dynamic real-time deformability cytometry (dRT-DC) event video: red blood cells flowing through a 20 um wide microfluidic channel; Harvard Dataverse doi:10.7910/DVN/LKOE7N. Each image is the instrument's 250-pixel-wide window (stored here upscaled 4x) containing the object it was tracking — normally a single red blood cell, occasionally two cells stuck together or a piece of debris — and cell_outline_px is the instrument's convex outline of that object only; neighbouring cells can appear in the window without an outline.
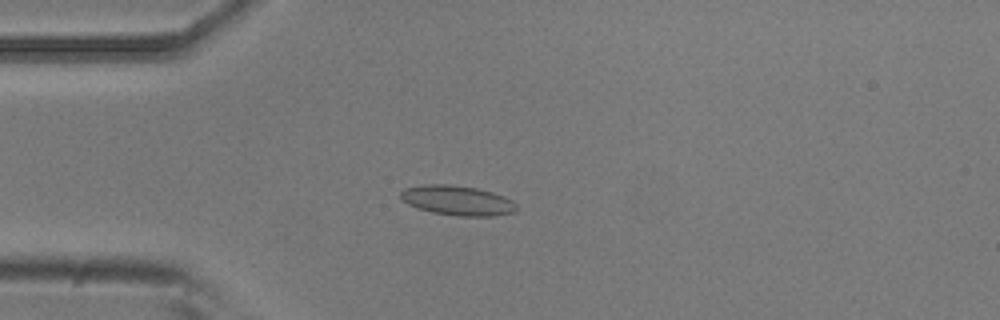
{"species": "common noctule bat (a hibernating species)", "species_latin": "Nyctalus noctula", "temperature_condition": "room temperature", "stored_images_in_passage": 7, "camera_frame_rate_fps": 3000, "um_per_image_px": 0.085, "animal": {"sex": "male", "body_mass_g": 20.5, "forearm_length_mm": 52.5}, "frame": {"image": 1, "passage_image": 4, "time_ms": 1.0, "image_size_px": [1000, 320], "cell_outline_px": [[516, 212], [496, 216], [456, 216], [432, 212], [408, 204], [400, 200], [400, 192], [404, 188], [424, 184], [448, 184], [476, 188], [492, 192], [504, 196], [512, 200], [516, 204]], "centroid_in_image_um": [38.88, 17.04], "position_along_channel_um": 46.1, "area_um2": 20.23}}
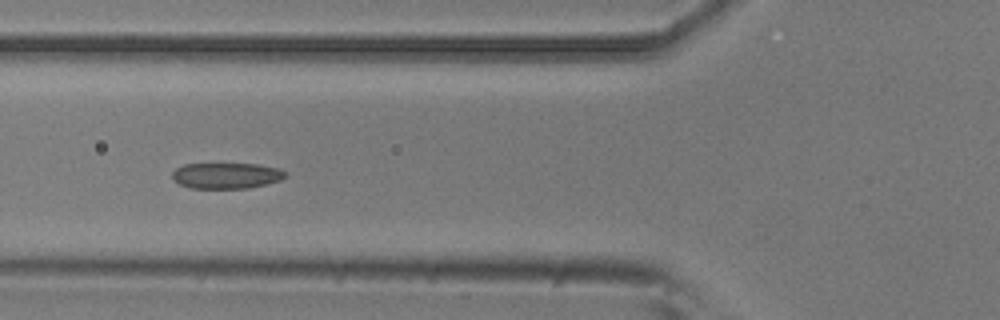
{"frame": {"image": 2, "passage_image": 6, "time_ms": 1.667, "image_size_px": [1000, 320], "cell_outline_px": [[288, 176], [280, 180], [248, 188], [192, 188], [180, 184], [172, 180], [172, 172], [176, 168], [184, 164], [256, 164], [280, 168], [288, 172]], "centroid_in_image_um": [19.26, 14.92], "position_along_channel_um": 106.5, "area_um2": 17.11}}
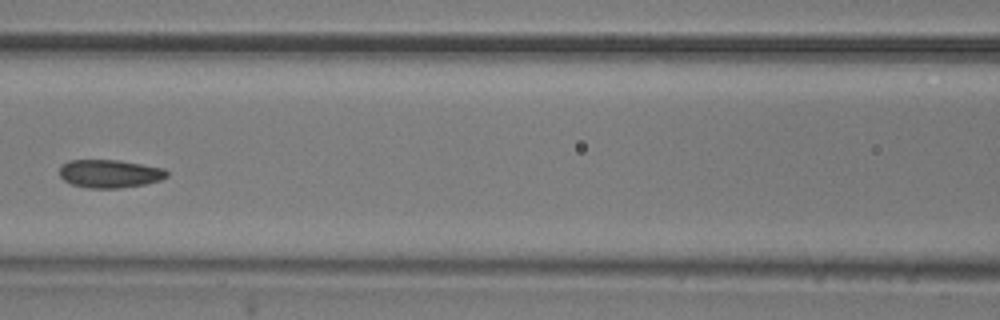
{"frame": {"image": 3, "passage_image": 7, "time_ms": 2.0, "image_size_px": [1000, 320], "cell_outline_px": [[168, 176], [160, 180], [144, 184], [120, 188], [88, 188], [72, 184], [64, 180], [60, 176], [60, 164], [68, 160], [116, 160], [164, 168], [168, 172]], "centroid_in_image_um": [9.3, 14.76], "position_along_channel_um": 157.3, "area_um2": 17.57}}